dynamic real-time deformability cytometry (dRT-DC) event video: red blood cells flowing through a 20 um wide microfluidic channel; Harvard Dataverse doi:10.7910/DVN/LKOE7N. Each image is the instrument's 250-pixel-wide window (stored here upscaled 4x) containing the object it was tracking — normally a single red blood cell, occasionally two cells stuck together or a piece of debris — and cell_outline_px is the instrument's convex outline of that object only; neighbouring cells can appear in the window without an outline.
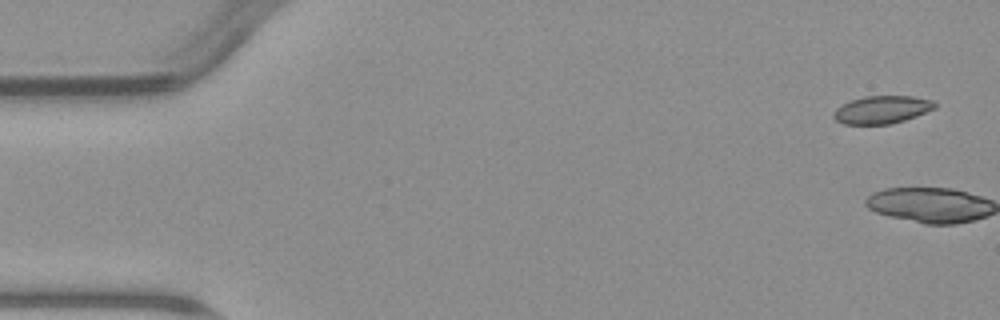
{"species": "common noctule bat (a hibernating species)", "species_latin": "Nyctalus noctula", "temperature_condition": "warm", "stored_images_in_passage": 8, "camera_frame_rate_fps": 3000, "um_per_image_px": 0.085, "animal": {"sex": "male", "body_mass_g": 23.1, "forearm_length_mm": 52.7}, "frame": {"image": 1, "passage_image": 1, "time_ms": 0.0, "image_size_px": [1000, 320], "cell_outline_px": [[936, 108], [916, 116], [892, 124], [844, 124], [836, 120], [832, 116], [832, 112], [836, 108], [852, 100], [864, 96], [912, 96], [932, 100], [936, 104]], "centroid_in_image_um": [74.96, 9.32], "position_along_channel_um": 10.0, "area_um2": 16.36}}
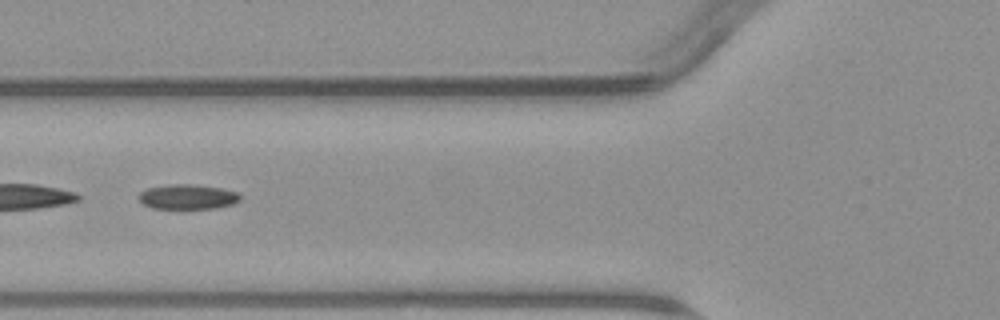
{"frame": {"image": 2, "passage_image": 7, "time_ms": 7.0, "image_size_px": [1000, 320], "cell_outline_px": [[240, 200], [232, 204], [216, 208], [152, 208], [144, 204], [136, 196], [140, 192], [148, 188], [172, 184], [192, 184], [220, 188], [236, 192], [240, 196]], "centroid_in_image_um": [15.92, 16.72], "position_along_channel_um": 109.9, "area_um2": 14.51}}
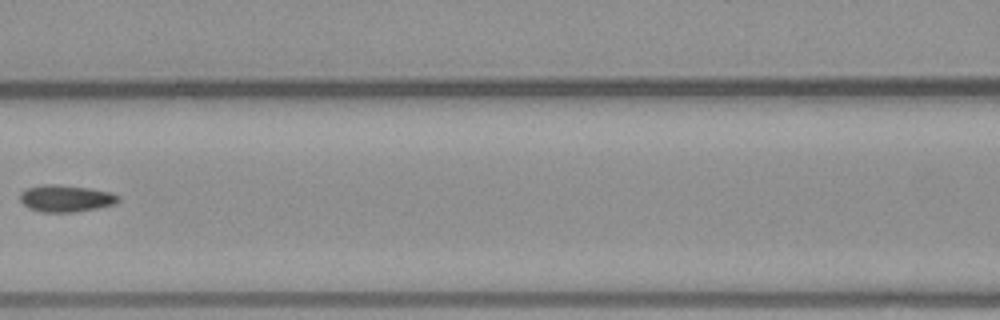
{"frame": {"image": 3, "passage_image": 8, "time_ms": 8.333, "image_size_px": [1000, 320], "cell_outline_px": [[120, 200], [112, 204], [96, 208], [72, 212], [40, 212], [28, 208], [20, 200], [20, 192], [28, 188], [44, 184], [56, 184], [92, 188], [112, 192], [120, 196]], "centroid_in_image_um": [5.59, 16.85], "position_along_channel_um": 161.0, "area_um2": 15.43}}